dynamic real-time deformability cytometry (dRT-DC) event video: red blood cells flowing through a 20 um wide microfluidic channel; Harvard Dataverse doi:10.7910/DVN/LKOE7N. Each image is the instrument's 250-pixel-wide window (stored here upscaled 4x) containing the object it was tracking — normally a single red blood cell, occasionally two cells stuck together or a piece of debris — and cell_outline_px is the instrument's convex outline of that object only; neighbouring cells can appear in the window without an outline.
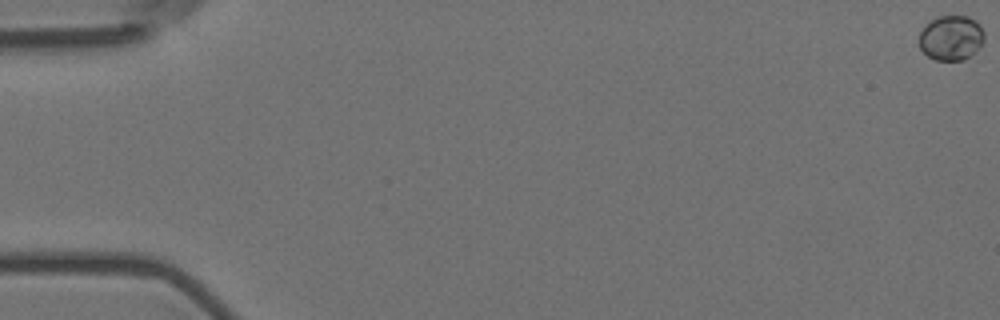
{"species": "Egyptian fruit bat (a non-hibernating species)", "species_latin": "Rousettus aegyptiacus", "temperature_condition": "room temperature", "stored_images_in_passage": 6, "camera_frame_rate_fps": 3000, "um_per_image_px": 0.085, "animal": {"sex": "female"}, "frame": {"image": 1, "passage_image": 1, "time_ms": 0.0, "image_size_px": [1000, 320], "cell_outline_px": [[984, 40], [964, 60], [936, 60], [928, 56], [920, 48], [920, 32], [932, 20], [940, 16], [968, 16], [976, 20], [984, 32]], "centroid_in_image_um": [80.85, 3.21], "position_along_channel_um": 4.2, "area_um2": 16.65}}
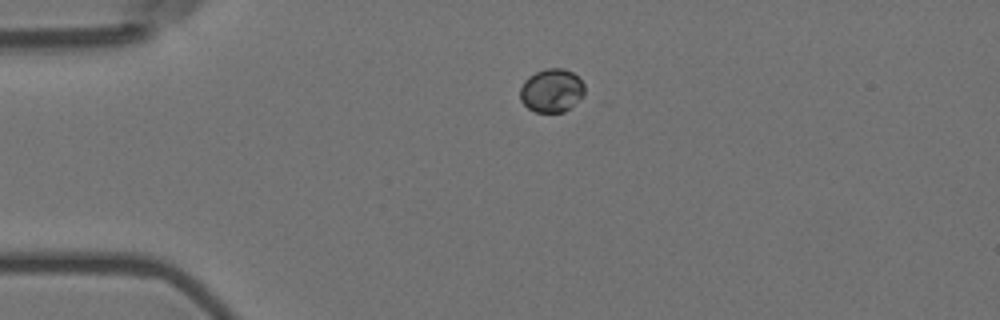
{"frame": {"image": 2, "passage_image": 5, "time_ms": 1.333, "image_size_px": [1000, 320], "cell_outline_px": [[584, 92], [564, 112], [536, 112], [528, 108], [520, 100], [520, 88], [524, 80], [528, 76], [536, 72], [548, 68], [564, 68], [572, 72], [584, 84]], "centroid_in_image_um": [46.84, 7.68], "position_along_channel_um": 38.2, "area_um2": 16.07}}